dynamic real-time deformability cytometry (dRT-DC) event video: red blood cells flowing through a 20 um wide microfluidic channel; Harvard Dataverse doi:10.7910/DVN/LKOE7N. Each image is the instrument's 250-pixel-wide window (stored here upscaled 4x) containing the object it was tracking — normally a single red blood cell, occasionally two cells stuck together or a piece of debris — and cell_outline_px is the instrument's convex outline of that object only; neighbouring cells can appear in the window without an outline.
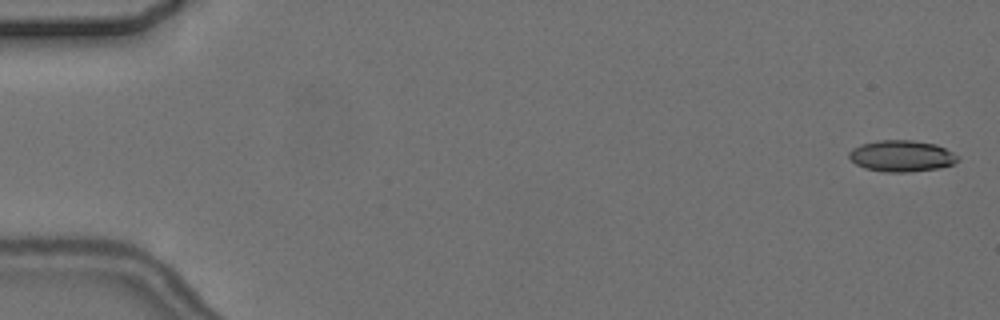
{"species": "common noctule bat (a hibernating species)", "species_latin": "Nyctalus noctula", "temperature_condition": "cold", "stored_images_in_passage": 9, "camera_frame_rate_fps": 3000, "um_per_image_px": 0.085, "animal": {"sex": "female", "body_mass_g": 24.6, "forearm_length_mm": 56.2}, "frame": {"image": 1, "passage_image": 1, "time_ms": 0.0, "image_size_px": [1000, 320], "cell_outline_px": [[960, 160], [952, 164], [936, 168], [908, 172], [884, 172], [864, 168], [856, 164], [848, 156], [848, 152], [852, 148], [860, 144], [876, 140], [912, 140], [936, 144], [960, 156]], "centroid_in_image_um": [76.61, 13.25], "position_along_channel_um": 8.4, "area_um2": 19.94}}
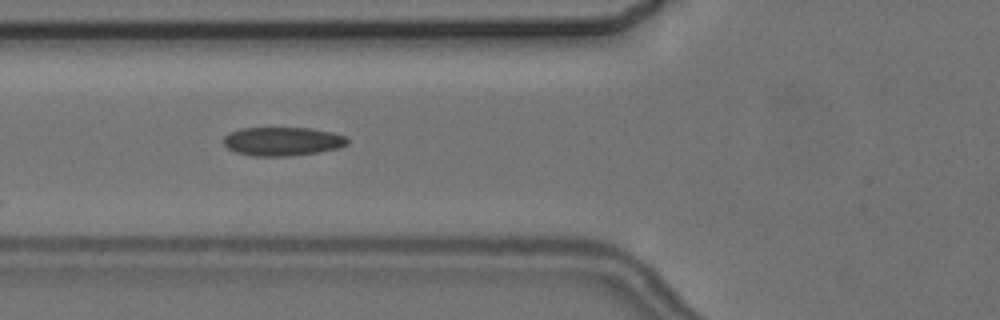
{"frame": {"image": 2, "passage_image": 6, "time_ms": 6.667, "image_size_px": [1000, 320], "cell_outline_px": [[348, 144], [340, 148], [316, 152], [288, 156], [252, 156], [236, 152], [228, 148], [224, 144], [224, 136], [228, 132], [240, 128], [308, 128], [332, 132], [344, 136], [348, 140]], "centroid_in_image_um": [23.99, 12.01], "position_along_channel_um": 101.8, "area_um2": 20.69}}
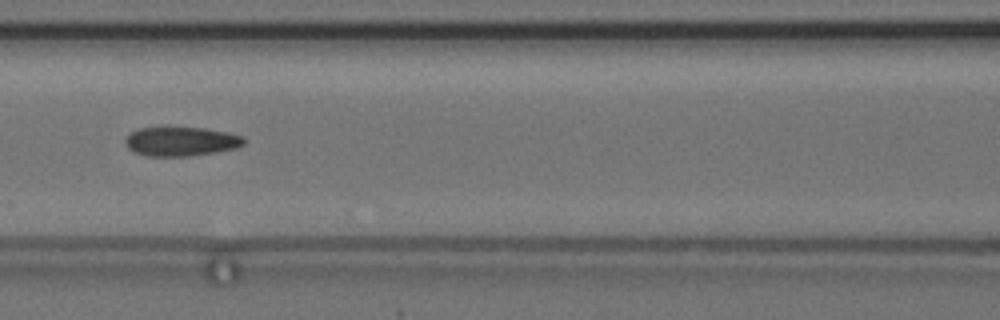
{"frame": {"image": 3, "passage_image": 7, "time_ms": 8.0, "image_size_px": [1000, 320], "cell_outline_px": [[244, 144], [236, 148], [216, 152], [188, 156], [148, 156], [132, 152], [128, 148], [124, 140], [132, 132], [140, 128], [204, 128], [228, 132], [244, 136]], "centroid_in_image_um": [15.4, 12.03], "position_along_channel_um": 151.2, "area_um2": 20.06}}